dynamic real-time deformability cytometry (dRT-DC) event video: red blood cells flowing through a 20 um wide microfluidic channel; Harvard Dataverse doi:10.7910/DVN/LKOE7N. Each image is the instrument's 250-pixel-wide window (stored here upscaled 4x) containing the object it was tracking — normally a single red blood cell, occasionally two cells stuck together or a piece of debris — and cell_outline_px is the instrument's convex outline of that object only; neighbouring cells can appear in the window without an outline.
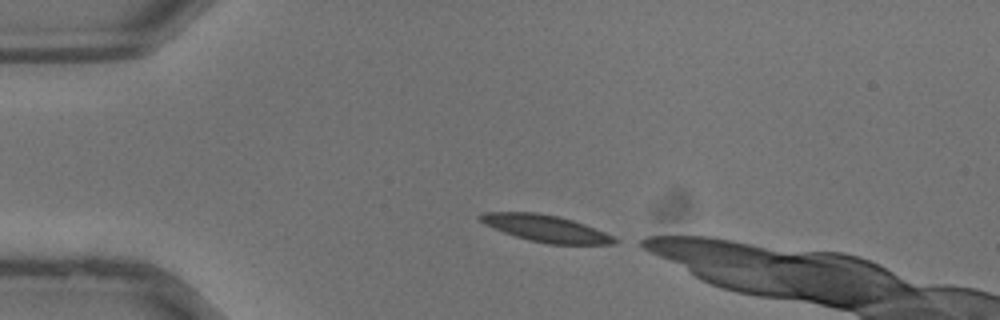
{"species": "common noctule bat (a hibernating species)", "species_latin": "Nyctalus noctula", "temperature_condition": "warm", "stored_images_in_passage": 25, "camera_frame_rate_fps": 3000, "um_per_image_px": 0.085, "animal": {"sex": "male", "body_mass_g": 13.3}, "frame": {"image": 1, "passage_image": 1, "time_ms": 0.0, "image_size_px": [1000, 320], "cell_outline_px": [[620, 240], [616, 244], [548, 244], [528, 240], [504, 232], [484, 224], [476, 220], [476, 216], [484, 212], [536, 212], [556, 216], [572, 220], [584, 224], [604, 232]], "centroid_in_image_um": [46.35, 19.41], "position_along_channel_um": 38.7, "area_um2": 20.92}}
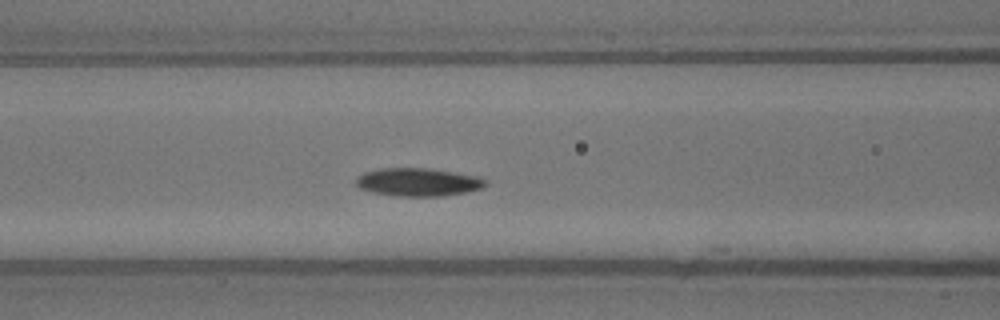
{"frame": {"image": 2, "passage_image": 8, "time_ms": 2.333, "image_size_px": [1000, 320], "cell_outline_px": [[488, 184], [480, 188], [464, 192], [440, 196], [396, 196], [372, 192], [360, 188], [356, 184], [356, 176], [364, 172], [380, 168], [428, 168], [476, 176], [488, 180]], "centroid_in_image_um": [35.5, 15.47], "position_along_channel_um": 131.1, "area_um2": 21.1}}
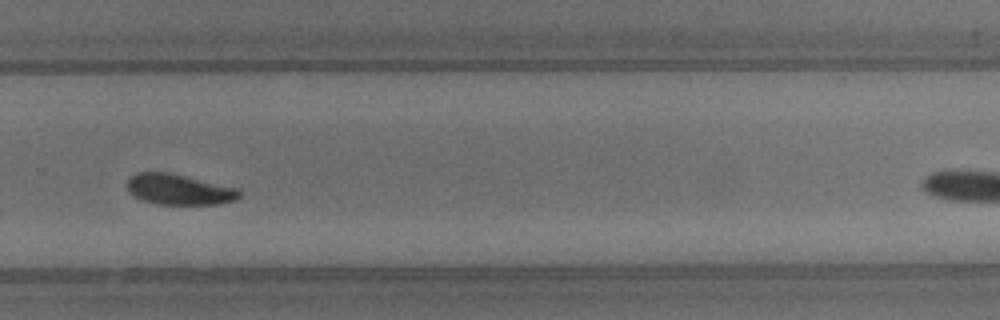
{"frame": {"image": 3, "passage_image": 18, "time_ms": 5.667, "image_size_px": [1000, 320], "cell_outline_px": [[244, 192], [236, 200], [216, 204], [156, 204], [132, 196], [128, 192], [128, 180], [136, 172], [168, 172], [240, 188]], "centroid_in_image_um": [15.26, 16.1], "position_along_channel_um": 314.5, "area_um2": 20.17}}